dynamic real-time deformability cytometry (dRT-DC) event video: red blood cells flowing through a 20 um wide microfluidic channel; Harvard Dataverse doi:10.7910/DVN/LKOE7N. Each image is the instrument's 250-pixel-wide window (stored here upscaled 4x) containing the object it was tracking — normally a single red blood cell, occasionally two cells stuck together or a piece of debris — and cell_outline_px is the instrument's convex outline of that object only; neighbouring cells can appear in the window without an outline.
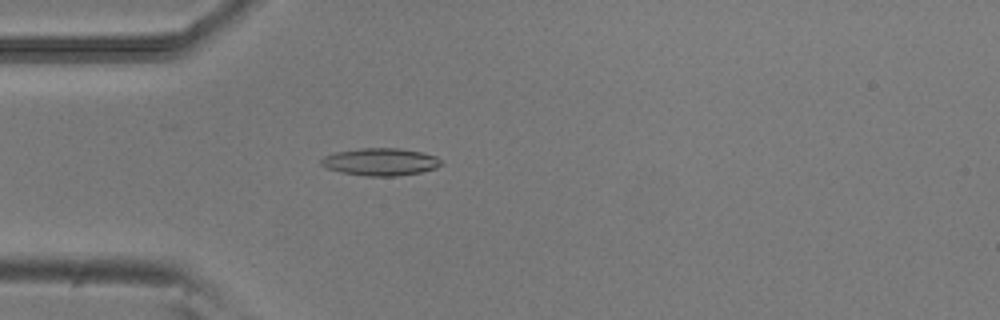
{"species": "common noctule bat (a hibernating species)", "species_latin": "Nyctalus noctula", "temperature_condition": "room temperature", "stored_images_in_passage": 52, "camera_frame_rate_fps": 3000, "um_per_image_px": 0.085, "animal": {"sex": "male", "body_mass_g": 20.5, "forearm_length_mm": 52.5}, "frame": {"image": 1, "passage_image": 15, "time_ms": 4.667, "image_size_px": [1000, 320], "cell_outline_px": [[444, 164], [436, 168], [420, 172], [396, 176], [364, 176], [340, 172], [328, 168], [320, 164], [320, 160], [324, 156], [336, 152], [360, 148], [400, 148], [424, 152], [436, 156], [444, 160]], "centroid_in_image_um": [32.39, 13.75], "position_along_channel_um": 52.6, "area_um2": 19.42}}
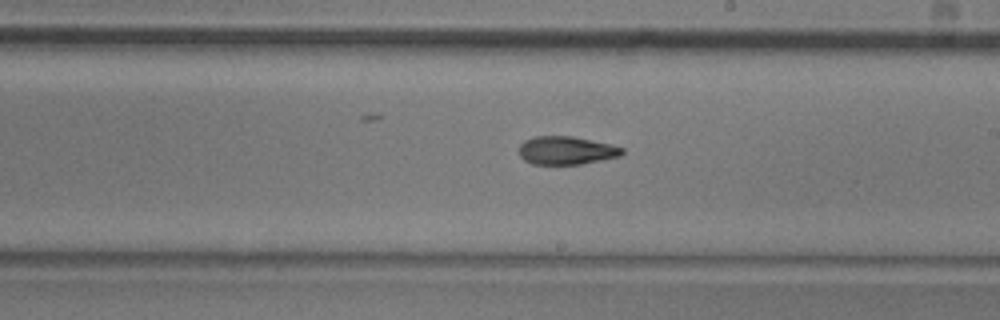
{"frame": {"image": 2, "passage_image": 30, "time_ms": 9.667, "image_size_px": [1000, 320], "cell_outline_px": [[624, 152], [620, 156], [580, 164], [532, 164], [524, 160], [520, 156], [520, 144], [524, 140], [532, 136], [572, 136], [608, 144], [624, 148]], "centroid_in_image_um": [48.1, 12.78], "position_along_channel_um": 240.9, "area_um2": 16.82}}
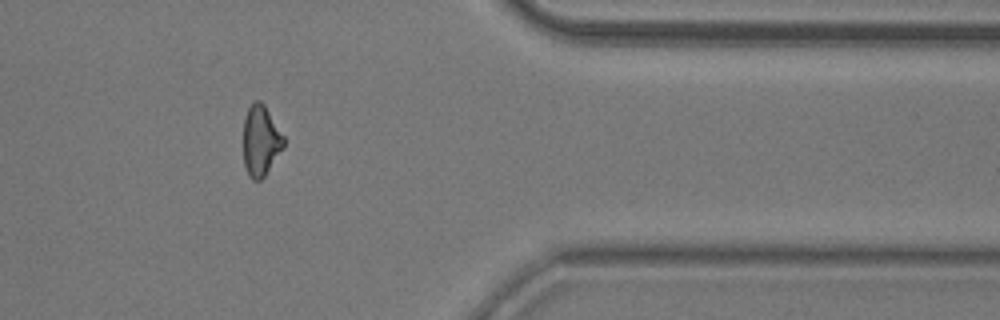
{"frame": {"image": 3, "passage_image": 43, "time_ms": 14.0, "image_size_px": [1000, 320], "cell_outline_px": [[284, 148], [264, 176], [260, 180], [252, 180], [248, 176], [244, 164], [244, 116], [252, 100], [260, 100], [264, 104], [284, 136]], "centroid_in_image_um": [22.16, 11.94], "position_along_channel_um": 389.2, "area_um2": 16.7}, "authors_computed_cell_mechanics": {"area_um2": 17.4845, "velocity_mm_per_s": 3.8959, "shape_relaxation_time_tau1_ms": 5.5104, "shape_relaxation_time_tau2_ms": 3.7286, "deformation_change_tau1": 0.1685, "deformation_change_tau2": 0.1242}}